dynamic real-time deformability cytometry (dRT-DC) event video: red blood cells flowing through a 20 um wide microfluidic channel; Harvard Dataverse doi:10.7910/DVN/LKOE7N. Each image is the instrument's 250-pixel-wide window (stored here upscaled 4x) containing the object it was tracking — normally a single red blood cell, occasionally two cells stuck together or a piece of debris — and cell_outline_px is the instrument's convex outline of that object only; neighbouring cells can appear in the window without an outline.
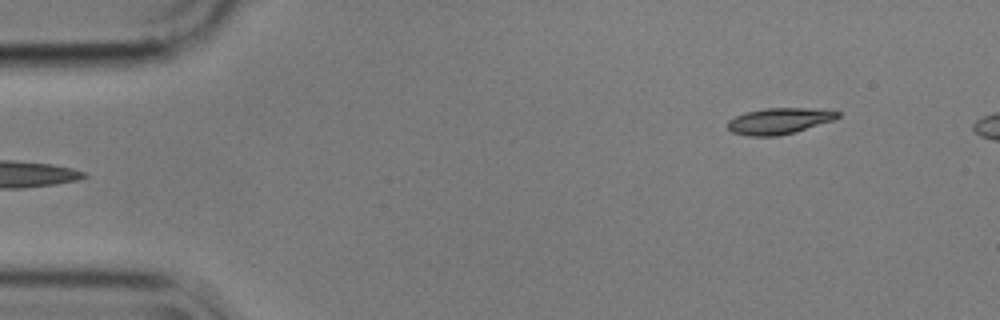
{"species": "common noctule bat (a hibernating species)", "species_latin": "Nyctalus noctula", "temperature_condition": "cold", "stored_images_in_passage": 4, "segment_of_instrument_passage": [2, 2], "camera_frame_rate_fps": 3000, "um_per_image_px": 0.085, "animal": {"sex": "male", "body_mass_g": 17.9}, "frame": {"image": 1, "passage_image": 4, "time_ms": 1.0, "image_size_px": [1000, 320], "cell_outline_px": [[840, 116], [832, 120], [796, 132], [780, 136], [748, 136], [732, 132], [728, 128], [728, 120], [736, 116], [748, 112], [768, 108], [812, 108], [840, 112]], "centroid_in_image_um": [66.22, 10.29], "position_along_channel_um": 18.8, "area_um2": 16.59}}